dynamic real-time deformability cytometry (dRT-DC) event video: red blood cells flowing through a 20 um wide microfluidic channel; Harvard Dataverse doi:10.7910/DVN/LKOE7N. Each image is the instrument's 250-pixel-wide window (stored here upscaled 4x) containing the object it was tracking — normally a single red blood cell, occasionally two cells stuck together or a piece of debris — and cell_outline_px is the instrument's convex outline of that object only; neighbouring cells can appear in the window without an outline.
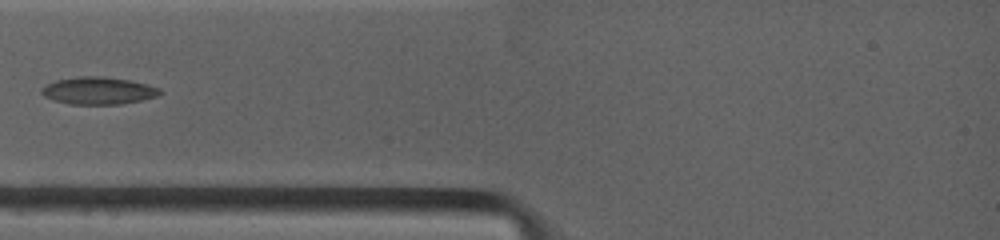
{"species": "common noctule bat (a hibernating species)", "species_latin": "Nyctalus noctula", "temperature_condition": "warm", "stored_images_in_passage": 5, "camera_frame_rate_fps": 4500, "um_per_image_px": 0.085, "animal": {"sex": "female", "body_mass_g": 19.0, "forearm_length_mm": 53.3}, "frame": {"image": 1, "passage_image": 2, "time_ms": 0.889, "image_size_px": [1000, 240], "cell_outline_px": [[164, 92], [156, 96], [140, 100], [120, 104], [68, 104], [44, 96], [40, 92], [48, 84], [60, 80], [80, 76], [100, 76], [128, 80], [148, 84], [160, 88]], "centroid_in_image_um": [8.41, 7.71], "position_along_channel_um": 76.6, "area_um2": 18.5}}
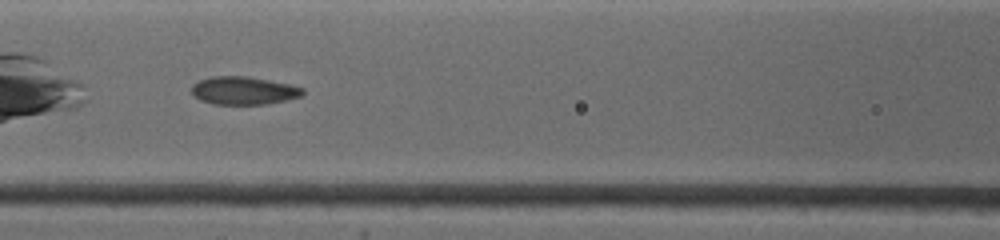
{"frame": {"image": 2, "passage_image": 4, "time_ms": 2.667, "image_size_px": [1000, 240], "cell_outline_px": [[304, 92], [300, 96], [284, 100], [264, 104], [216, 104], [204, 100], [196, 96], [192, 92], [192, 84], [200, 80], [212, 76], [244, 76], [288, 84], [304, 88]], "centroid_in_image_um": [20.7, 7.69], "position_along_channel_um": 145.9, "area_um2": 17.63}}